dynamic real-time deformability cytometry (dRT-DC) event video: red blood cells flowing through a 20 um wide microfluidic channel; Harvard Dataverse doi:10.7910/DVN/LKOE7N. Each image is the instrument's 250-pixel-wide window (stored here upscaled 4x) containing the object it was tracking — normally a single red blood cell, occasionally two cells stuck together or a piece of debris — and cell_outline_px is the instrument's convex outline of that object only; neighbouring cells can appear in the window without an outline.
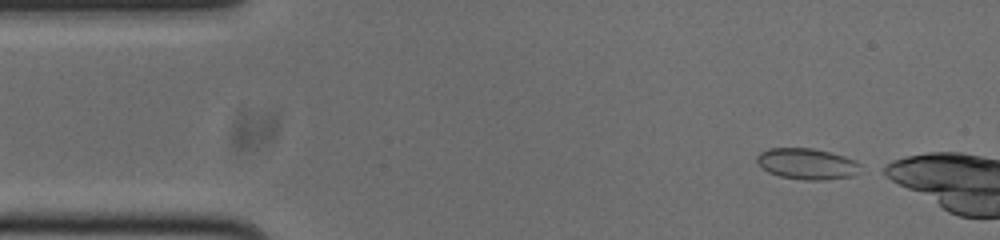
{"species": "common noctule bat (a hibernating species)", "species_latin": "Nyctalus noctula", "temperature_condition": "cold", "stored_images_in_passage": 5, "camera_frame_rate_fps": 3000, "um_per_image_px": 0.085, "animal": {"sex": "male", "body_mass_g": 20.0, "forearm_length_mm": 53.3}, "frame": {"image": 1, "passage_image": 1, "time_ms": 0.0, "image_size_px": [1000, 240], "cell_outline_px": [[860, 164], [856, 172], [852, 176], [824, 180], [804, 180], [780, 176], [768, 172], [756, 164], [756, 156], [760, 152], [768, 148], [812, 148], [844, 156], [856, 160]], "centroid_in_image_um": [68.53, 13.92], "position_along_channel_um": 16.5, "area_um2": 18.73}}